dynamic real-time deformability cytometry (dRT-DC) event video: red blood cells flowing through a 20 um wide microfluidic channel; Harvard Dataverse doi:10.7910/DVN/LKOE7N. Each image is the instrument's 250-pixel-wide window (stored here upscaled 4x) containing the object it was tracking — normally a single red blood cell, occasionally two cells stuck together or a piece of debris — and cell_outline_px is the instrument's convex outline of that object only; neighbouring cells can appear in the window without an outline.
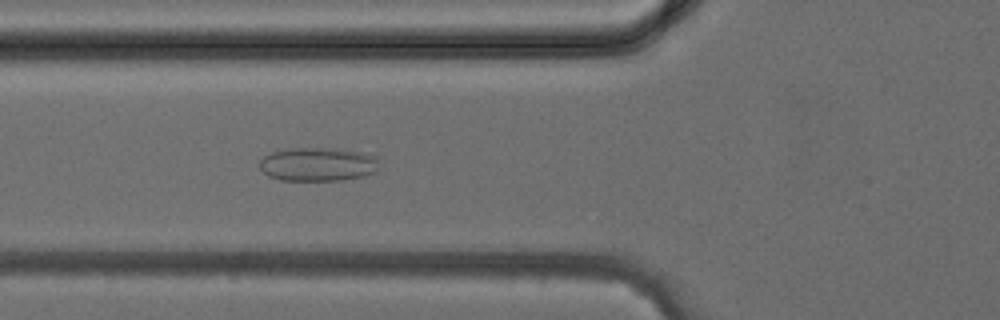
{"species": "common noctule bat (a hibernating species)", "species_latin": "Nyctalus noctula", "temperature_condition": "cold", "stored_images_in_passage": 37, "camera_frame_rate_fps": 3000, "um_per_image_px": 0.085, "animal": {"sex": "female", "body_mass_g": 24.6, "forearm_length_mm": 56.2}, "frame": {"image": 1, "passage_image": 13, "time_ms": 4.0, "image_size_px": [1000, 320], "cell_outline_px": [[380, 168], [376, 172], [364, 176], [344, 180], [280, 180], [268, 176], [260, 168], [260, 160], [264, 156], [272, 152], [292, 148], [328, 148], [364, 152], [376, 156]], "centroid_in_image_um": [27.06, 13.97], "position_along_channel_um": 98.7, "area_um2": 23.64}}
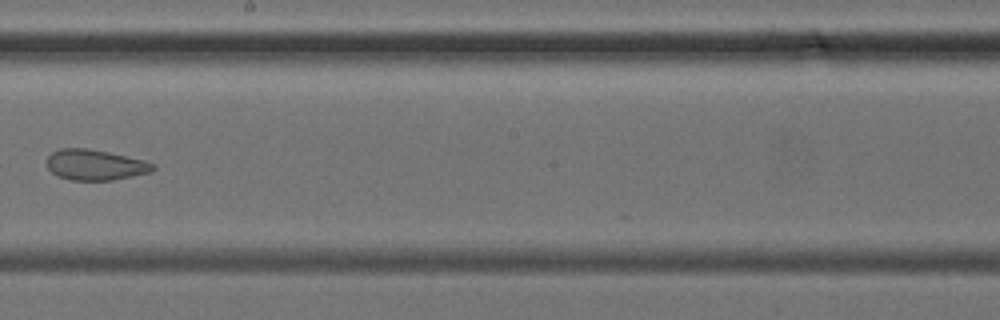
{"frame": {"image": 2, "passage_image": 21, "time_ms": 6.667, "image_size_px": [1000, 320], "cell_outline_px": [[156, 168], [152, 172], [112, 180], [72, 180], [60, 176], [52, 172], [48, 168], [48, 156], [52, 152], [60, 148], [88, 148], [108, 152], [144, 160], [156, 164]], "centroid_in_image_um": [8.13, 14.01], "position_along_channel_um": 240.1, "area_um2": 18.84}}
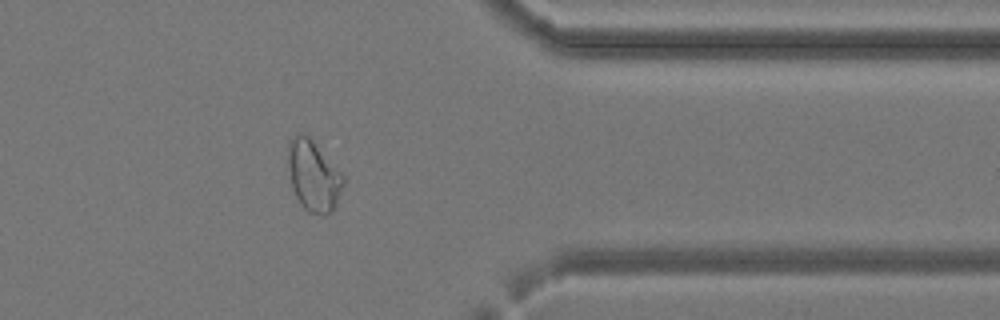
{"frame": {"image": 3, "passage_image": 30, "time_ms": 9.667, "image_size_px": [1000, 320], "cell_outline_px": [[344, 184], [336, 204], [332, 212], [320, 216], [308, 212], [300, 204], [292, 188], [288, 168], [288, 140], [296, 132], [304, 132], [312, 140], [344, 176]], "centroid_in_image_um": [26.62, 14.94], "position_along_channel_um": 384.8, "area_um2": 22.95}}